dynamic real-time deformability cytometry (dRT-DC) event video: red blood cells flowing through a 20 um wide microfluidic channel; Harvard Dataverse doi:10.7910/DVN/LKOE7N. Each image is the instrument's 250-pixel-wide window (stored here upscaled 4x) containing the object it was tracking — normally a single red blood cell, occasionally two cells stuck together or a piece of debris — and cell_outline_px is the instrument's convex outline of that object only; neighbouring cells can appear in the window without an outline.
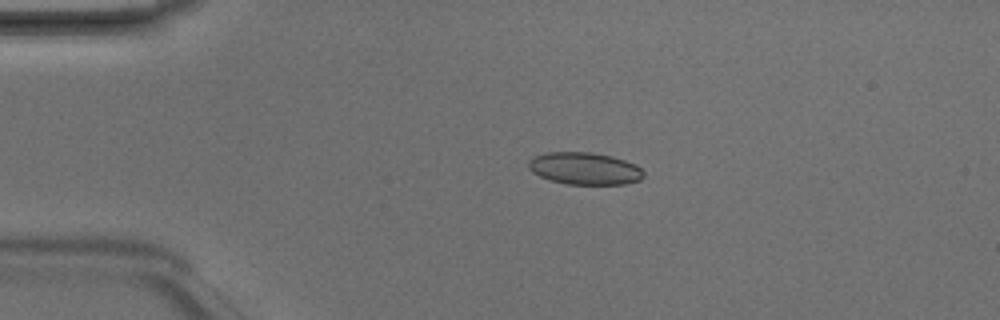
{"species": "Egyptian fruit bat (a non-hibernating species)", "species_latin": "Rousettus aegyptiacus", "temperature_condition": "room temperature", "stored_images_in_passage": 3, "camera_frame_rate_fps": 3000, "um_per_image_px": 0.085, "animal": {"sex": "male"}, "frame": {"image": 1, "passage_image": 2, "time_ms": 0.333, "image_size_px": [1000, 320], "cell_outline_px": [[644, 176], [640, 180], [624, 184], [568, 184], [548, 180], [532, 172], [528, 168], [528, 160], [532, 156], [548, 152], [592, 152], [612, 156], [636, 164], [644, 172]], "centroid_in_image_um": [49.67, 14.32], "position_along_channel_um": 35.3, "area_um2": 21.79}}